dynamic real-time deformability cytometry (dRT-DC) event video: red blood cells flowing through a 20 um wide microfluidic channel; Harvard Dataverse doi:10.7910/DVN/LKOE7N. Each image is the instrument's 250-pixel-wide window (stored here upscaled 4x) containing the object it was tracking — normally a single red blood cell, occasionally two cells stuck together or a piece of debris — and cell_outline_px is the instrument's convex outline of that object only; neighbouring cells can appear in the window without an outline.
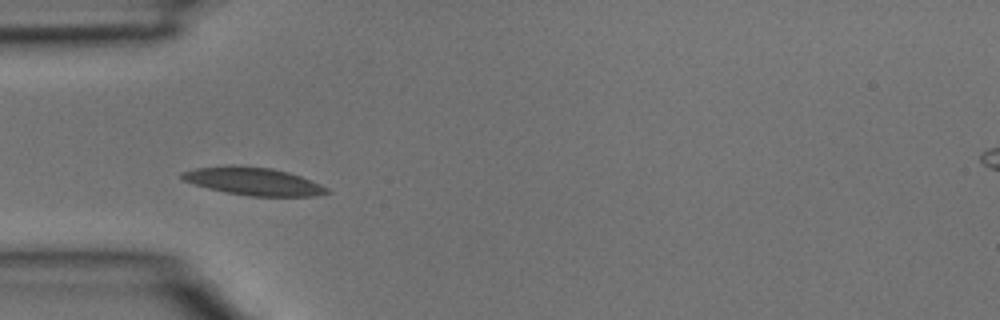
{"species": "common noctule bat (a hibernating species)", "species_latin": "Nyctalus noctula", "temperature_condition": "room temperature", "stored_images_in_passage": 3, "camera_frame_rate_fps": 3000, "um_per_image_px": 0.085, "animal": {"sex": "male", "body_mass_g": 15.6}, "frame": {"image": 1, "passage_image": 3, "time_ms": 0.667, "image_size_px": [1000, 320], "cell_outline_px": [[332, 192], [316, 196], [248, 196], [224, 192], [208, 188], [180, 180], [180, 172], [196, 168], [228, 164], [232, 164], [272, 168], [288, 172], [300, 176], [320, 184], [328, 188]], "centroid_in_image_um": [21.49, 15.4], "position_along_channel_um": 63.5, "area_um2": 23.81}}